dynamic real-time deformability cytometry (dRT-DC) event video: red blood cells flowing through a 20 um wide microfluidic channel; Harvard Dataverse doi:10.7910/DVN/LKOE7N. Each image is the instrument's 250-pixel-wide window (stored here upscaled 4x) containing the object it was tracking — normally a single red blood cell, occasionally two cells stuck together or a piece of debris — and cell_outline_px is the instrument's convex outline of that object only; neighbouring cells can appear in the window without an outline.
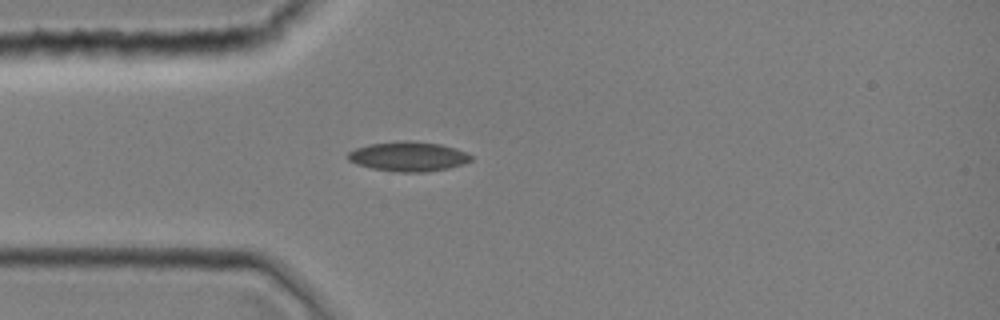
{"species": "common noctule bat (a hibernating species)", "species_latin": "Nyctalus noctula", "temperature_condition": "room temperature", "stored_images_in_passage": 1, "camera_frame_rate_fps": 3000, "um_per_image_px": 0.085, "animal": {"sex": "female", "body_mass_g": 19.0, "forearm_length_mm": 51.5}, "frame": {"image": 1, "passage_image": 1, "time_ms": 0.0, "image_size_px": [1000, 320], "cell_outline_px": [[472, 160], [464, 164], [448, 168], [424, 172], [400, 172], [372, 168], [356, 164], [348, 160], [348, 152], [356, 148], [368, 144], [400, 140], [412, 140], [440, 144], [456, 148], [472, 156]], "centroid_in_image_um": [34.7, 13.29], "position_along_channel_um": 50.3, "area_um2": 21.33}}